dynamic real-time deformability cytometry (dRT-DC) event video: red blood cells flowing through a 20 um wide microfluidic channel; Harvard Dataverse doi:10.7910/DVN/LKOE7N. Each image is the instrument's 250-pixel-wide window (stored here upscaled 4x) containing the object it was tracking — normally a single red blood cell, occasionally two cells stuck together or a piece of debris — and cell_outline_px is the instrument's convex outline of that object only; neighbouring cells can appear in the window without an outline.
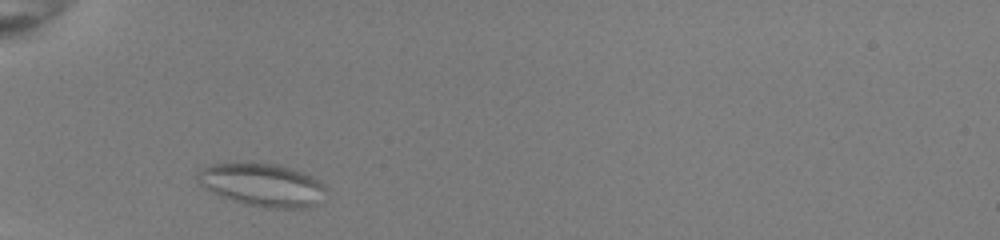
{"species": "common noctule bat (a hibernating species)", "species_latin": "Nyctalus noctula", "temperature_condition": "room temperature", "stored_images_in_passage": 32, "camera_frame_rate_fps": 3000, "um_per_image_px": 0.085, "animal": {"sex": "female", "body_mass_g": 22.0, "forearm_length_mm": 56.7}, "frame": {"image": 1, "passage_image": 3, "time_ms": 0.667, "image_size_px": [1000, 240], "cell_outline_px": [[320, 184], [308, 204], [292, 208], [276, 208], [252, 204], [236, 200], [224, 196], [200, 184], [196, 176], [204, 168], [216, 164], [276, 164], [300, 172], [316, 180]], "centroid_in_image_um": [22.11, 15.67], "position_along_channel_um": 62.9, "area_um2": 28.9}}
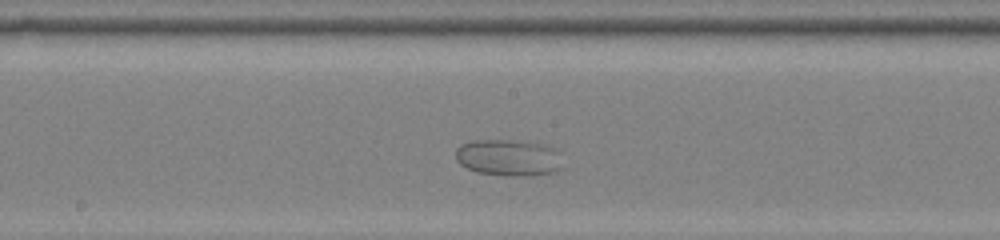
{"frame": {"image": 2, "passage_image": 15, "time_ms": 4.667, "image_size_px": [1000, 240], "cell_outline_px": [[560, 168], [552, 172], [532, 176], [504, 176], [476, 172], [460, 164], [456, 160], [456, 148], [472, 140], [512, 140], [540, 144], [556, 148]], "centroid_in_image_um": [43.17, 13.41], "position_along_channel_um": 205.0, "area_um2": 22.6}}
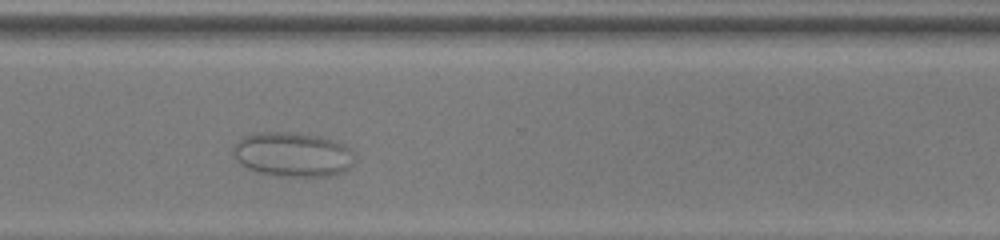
{"frame": {"image": 3, "passage_image": 26, "time_ms": 8.333, "image_size_px": [1000, 240], "cell_outline_px": [[348, 168], [332, 176], [280, 176], [264, 172], [252, 168], [244, 164], [236, 156], [236, 144], [244, 136], [256, 132], [296, 132], [320, 136], [340, 144], [348, 148]], "centroid_in_image_um": [24.85, 13.11], "position_along_channel_um": 345.7, "area_um2": 29.94}}